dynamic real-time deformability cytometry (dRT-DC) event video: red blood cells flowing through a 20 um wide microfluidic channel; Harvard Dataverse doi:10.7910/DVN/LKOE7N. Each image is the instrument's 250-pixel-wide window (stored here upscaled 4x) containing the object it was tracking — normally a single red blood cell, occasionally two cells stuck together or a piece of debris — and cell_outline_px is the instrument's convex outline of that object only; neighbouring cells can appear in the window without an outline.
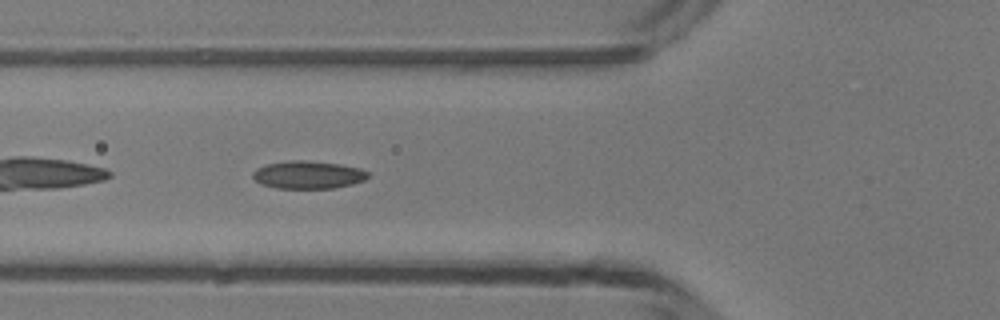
{"species": "common noctule bat (a hibernating species)", "species_latin": "Nyctalus noctula", "temperature_condition": "room temperature", "stored_images_in_passage": 35, "camera_frame_rate_fps": 3000, "um_per_image_px": 0.085, "animal": {"sex": "male", "body_mass_g": 13.3}, "frame": {"image": 1, "passage_image": 4, "time_ms": 1.0, "image_size_px": [1000, 320], "cell_outline_px": [[368, 176], [364, 180], [352, 184], [332, 188], [276, 188], [260, 184], [252, 176], [252, 172], [256, 168], [264, 164], [288, 160], [304, 160], [340, 164], [360, 168], [368, 172]], "centroid_in_image_um": [26.14, 14.85], "position_along_channel_um": 99.7, "area_um2": 18.73}}
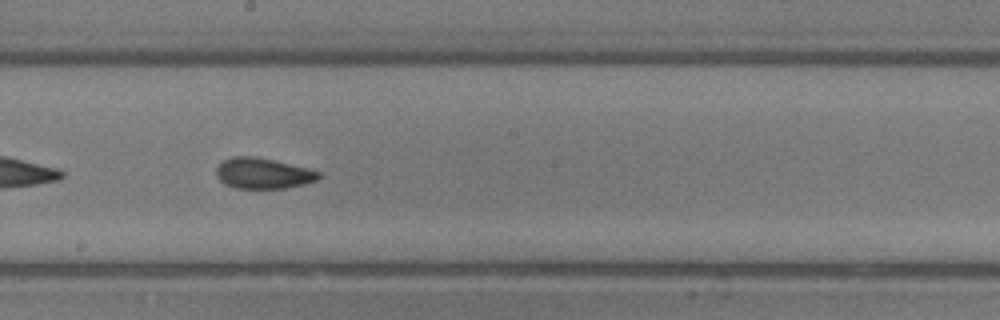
{"frame": {"image": 2, "passage_image": 13, "time_ms": 4.0, "image_size_px": [1000, 320], "cell_outline_px": [[320, 176], [316, 180], [304, 184], [288, 188], [236, 188], [224, 184], [216, 176], [216, 168], [224, 160], [236, 156], [252, 156], [272, 160], [308, 168], [320, 172]], "centroid_in_image_um": [22.35, 14.74], "position_along_channel_um": 225.9, "area_um2": 18.15}}
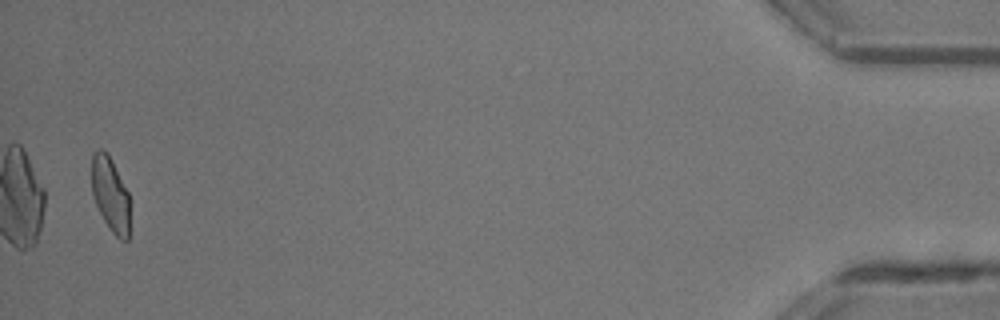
{"frame": {"image": 3, "passage_image": 34, "time_ms": 11.0, "image_size_px": [1000, 320], "cell_outline_px": [[128, 240], [120, 240], [108, 228], [96, 204], [92, 192], [92, 152], [100, 148], [108, 152], [128, 192]], "centroid_in_image_um": [9.36, 16.48], "position_along_channel_um": 425.8, "area_um2": 16.42}, "authors_computed_cell_mechanics": {"area_um2": 17.8602, "velocity_mm_per_s": 4.1912, "shape_relaxation_time_tau1_ms": 3.3685, "shape_relaxation_time_tau2_ms": 2.2519, "deformation_change_tau1": 0.1245, "deformation_change_tau2": 0.0861}}